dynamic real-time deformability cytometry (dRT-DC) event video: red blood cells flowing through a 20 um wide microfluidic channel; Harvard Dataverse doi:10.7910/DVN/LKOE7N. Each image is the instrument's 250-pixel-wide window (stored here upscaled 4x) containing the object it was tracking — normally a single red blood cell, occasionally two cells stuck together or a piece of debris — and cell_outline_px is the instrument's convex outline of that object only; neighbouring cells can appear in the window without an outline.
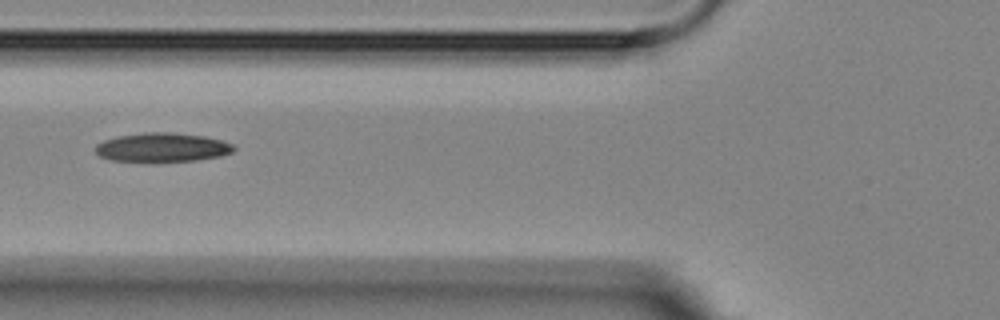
{"species": "Egyptian fruit bat (a non-hibernating species)", "species_latin": "Rousettus aegyptiacus", "temperature_condition": "room temperature", "stored_images_in_passage": 4, "camera_frame_rate_fps": 3000, "um_per_image_px": 0.085, "animal": {"sex": "female"}, "frame": {"image": 1, "passage_image": 2, "time_ms": 1.0, "image_size_px": [1000, 320], "cell_outline_px": [[236, 148], [232, 152], [220, 156], [196, 160], [112, 160], [100, 156], [96, 152], [96, 144], [104, 140], [116, 136], [144, 132], [172, 132], [204, 136], [220, 140], [232, 144]], "centroid_in_image_um": [13.79, 12.5], "position_along_channel_um": 112.0, "area_um2": 22.89}}
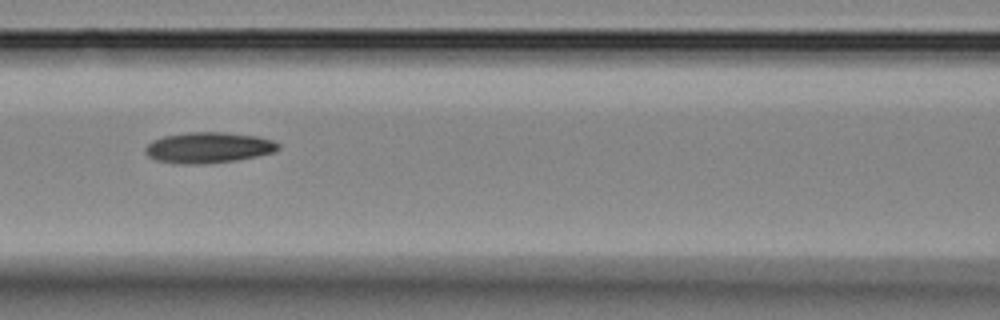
{"frame": {"image": 2, "passage_image": 3, "time_ms": 2.0, "image_size_px": [1000, 320], "cell_outline_px": [[280, 148], [276, 152], [236, 160], [200, 164], [184, 164], [156, 160], [148, 156], [144, 152], [144, 148], [152, 140], [164, 136], [188, 132], [224, 132], [256, 136], [272, 140], [280, 144]], "centroid_in_image_um": [17.71, 12.54], "position_along_channel_um": 148.9, "area_um2": 23.87}}
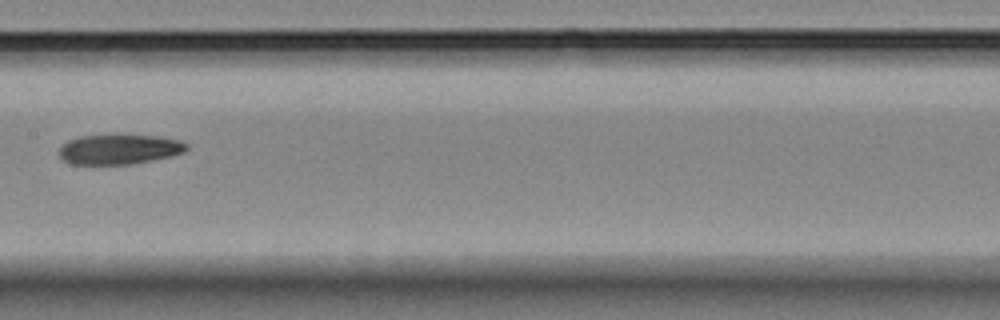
{"frame": {"image": 3, "passage_image": 4, "time_ms": 3.333, "image_size_px": [1000, 320], "cell_outline_px": [[188, 148], [184, 152], [152, 160], [132, 164], [72, 164], [64, 160], [60, 156], [60, 148], [68, 140], [80, 136], [124, 132], [156, 136], [180, 140], [188, 144]], "centroid_in_image_um": [10.15, 12.64], "position_along_channel_um": 197.3, "area_um2": 22.83}}